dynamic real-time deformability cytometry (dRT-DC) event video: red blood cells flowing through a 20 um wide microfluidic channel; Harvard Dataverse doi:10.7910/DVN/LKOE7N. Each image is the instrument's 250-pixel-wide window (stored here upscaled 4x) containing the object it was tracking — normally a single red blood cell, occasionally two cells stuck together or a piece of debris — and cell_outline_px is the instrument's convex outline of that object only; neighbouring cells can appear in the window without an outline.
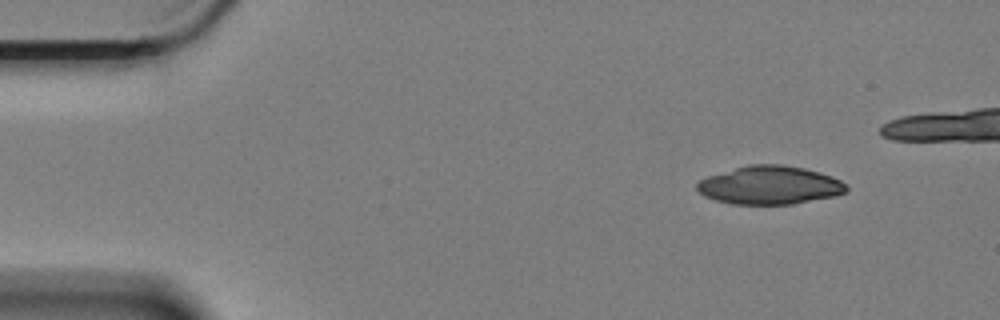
{"species": "Egyptian fruit bat (a non-hibernating species)", "species_latin": "Rousettus aegyptiacus", "temperature_condition": "cold", "stored_images_in_passage": 7, "camera_frame_rate_fps": 3000, "um_per_image_px": 0.085, "animal": {"sex": "female"}, "frame": {"image": 1, "passage_image": 1, "time_ms": 0.0, "image_size_px": [1000, 320], "cell_outline_px": [[848, 192], [836, 196], [792, 204], [732, 204], [716, 200], [704, 196], [696, 188], [696, 184], [700, 180], [708, 176], [748, 164], [780, 164], [804, 168], [820, 172], [832, 176], [840, 180], [848, 188]], "centroid_in_image_um": [65.45, 15.74], "position_along_channel_um": 19.6, "area_um2": 33.41}}
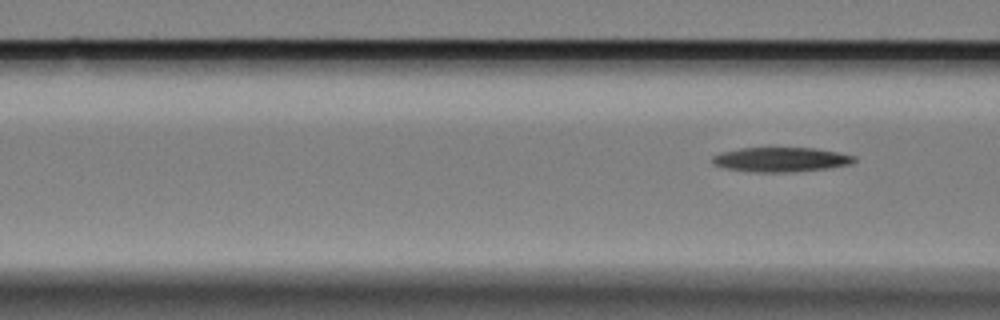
{"frame": {"image": 2, "passage_image": 7, "time_ms": 2.0, "image_size_px": [1000, 320], "cell_outline_px": [[856, 160], [852, 164], [828, 168], [792, 172], [752, 172], [728, 168], [712, 164], [712, 156], [720, 152], [740, 148], [816, 148], [856, 156]], "centroid_in_image_um": [66.38, 13.56], "position_along_channel_um": 100.2, "area_um2": 20.29}}